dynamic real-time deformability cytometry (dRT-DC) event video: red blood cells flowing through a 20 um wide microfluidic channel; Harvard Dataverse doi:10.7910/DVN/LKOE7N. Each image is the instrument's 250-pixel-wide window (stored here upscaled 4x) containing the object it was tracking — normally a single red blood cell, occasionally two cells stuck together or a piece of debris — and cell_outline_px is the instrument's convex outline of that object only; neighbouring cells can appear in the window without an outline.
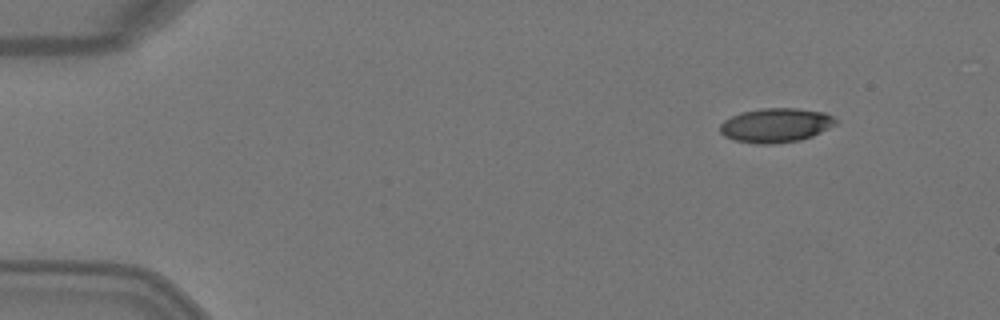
{"species": "Egyptian fruit bat (a non-hibernating species)", "species_latin": "Rousettus aegyptiacus", "temperature_condition": "warm", "stored_images_in_passage": 5, "camera_frame_rate_fps": 3000, "um_per_image_px": 0.085, "animal": {"sex": "female"}, "frame": {"image": 1, "passage_image": 1, "time_ms": 0.0, "image_size_px": [1000, 320], "cell_outline_px": [[836, 124], [812, 136], [800, 140], [772, 144], [756, 144], [736, 140], [724, 136], [720, 132], [720, 124], [724, 120], [740, 112], [760, 108], [796, 108], [824, 112], [832, 116], [836, 120]], "centroid_in_image_um": [65.92, 10.64], "position_along_channel_um": 19.1, "area_um2": 23.06}}